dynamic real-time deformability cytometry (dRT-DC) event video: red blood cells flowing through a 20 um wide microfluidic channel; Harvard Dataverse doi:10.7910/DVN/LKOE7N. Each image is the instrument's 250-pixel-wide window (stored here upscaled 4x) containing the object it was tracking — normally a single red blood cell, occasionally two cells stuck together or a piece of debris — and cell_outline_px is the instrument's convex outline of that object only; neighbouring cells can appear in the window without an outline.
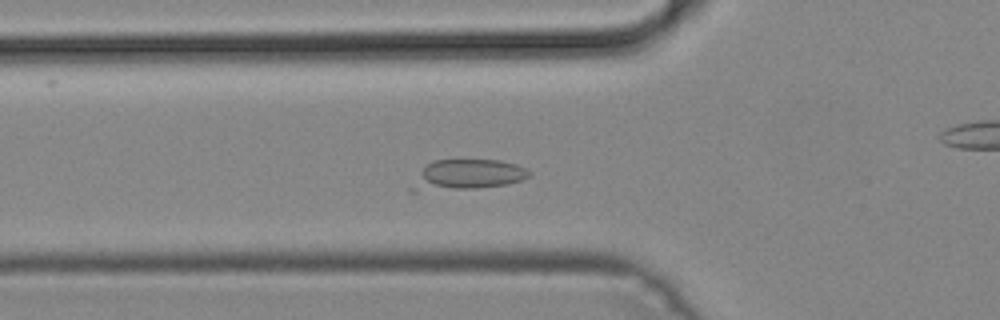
{"species": "common noctule bat (a hibernating species)", "species_latin": "Nyctalus noctula", "temperature_condition": "cold", "stored_images_in_passage": 51, "camera_frame_rate_fps": 3000, "um_per_image_px": 0.085, "animal": {"sex": "male", "body_mass_g": 19.2, "forearm_length_mm": 51.8}, "frame": {"image": 1, "passage_image": 18, "time_ms": 5.667, "image_size_px": [1000, 320], "cell_outline_px": [[532, 176], [508, 184], [472, 188], [416, 192], [408, 192], [408, 188], [420, 172], [432, 160], [500, 160], [516, 164], [532, 172]], "centroid_in_image_um": [39.68, 14.87], "position_along_channel_um": 86.1, "area_um2": 20.81}}
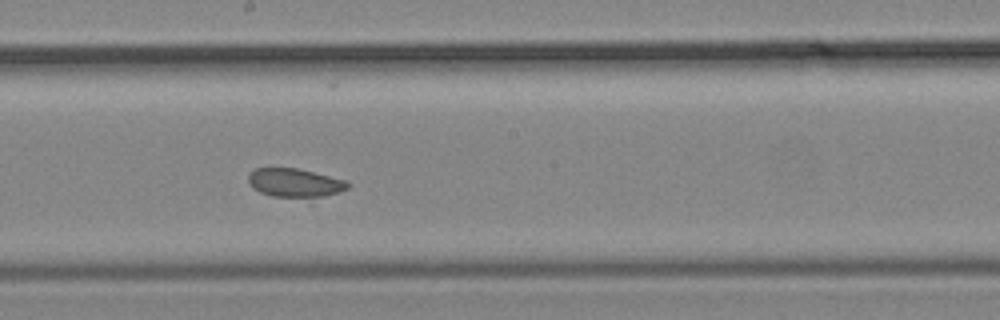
{"frame": {"image": 2, "passage_image": 28, "time_ms": 9.0, "image_size_px": [1000, 320], "cell_outline_px": [[352, 184], [348, 188], [340, 192], [312, 204], [272, 196], [260, 192], [252, 188], [248, 180], [248, 176], [256, 168], [296, 168], [348, 180]], "centroid_in_image_um": [25.19, 15.65], "position_along_channel_um": 223.0, "area_um2": 18.21}}
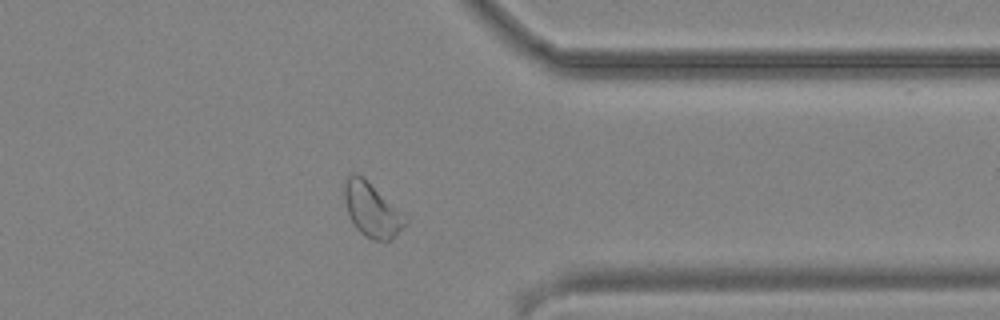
{"frame": {"image": 3, "passage_image": 40, "time_ms": 13.0, "image_size_px": [1000, 320], "cell_outline_px": [[408, 224], [392, 240], [372, 240], [364, 236], [356, 228], [348, 212], [344, 200], [344, 184], [348, 176], [356, 172], [364, 176], [408, 216]], "centroid_in_image_um": [31.66, 17.83], "position_along_channel_um": 379.7, "area_um2": 19.71}}